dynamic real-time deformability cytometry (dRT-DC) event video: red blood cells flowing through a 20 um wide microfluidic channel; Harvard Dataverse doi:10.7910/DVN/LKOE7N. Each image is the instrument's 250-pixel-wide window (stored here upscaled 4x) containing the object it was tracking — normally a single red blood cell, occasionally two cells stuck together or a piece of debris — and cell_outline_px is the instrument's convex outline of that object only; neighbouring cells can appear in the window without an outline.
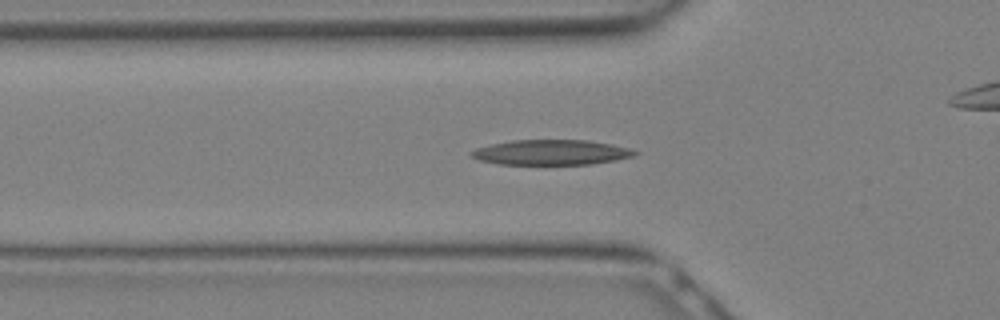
{"species": "Egyptian fruit bat (a non-hibernating species)", "species_latin": "Rousettus aegyptiacus", "temperature_condition": "warm", "stored_images_in_passage": 29, "camera_frame_rate_fps": 3000, "um_per_image_px": 0.085, "animal": {"sex": "female"}, "frame": {"image": 1, "passage_image": 9, "time_ms": 2.667, "image_size_px": [1000, 320], "cell_outline_px": [[640, 152], [636, 156], [616, 160], [588, 164], [500, 164], [480, 160], [472, 156], [468, 152], [476, 148], [492, 144], [512, 140], [588, 140], [612, 144], [628, 148]], "centroid_in_image_um": [46.88, 12.94], "position_along_channel_um": 78.9, "area_um2": 23.87}}
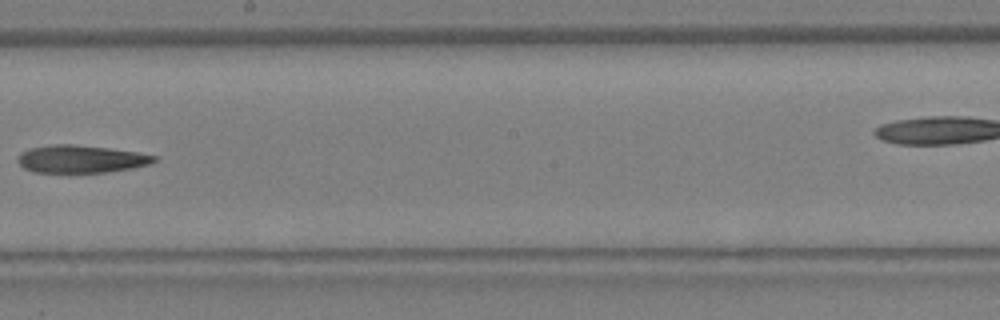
{"frame": {"image": 2, "passage_image": 16, "time_ms": 5.0, "image_size_px": [1000, 320], "cell_outline_px": [[156, 160], [152, 164], [132, 168], [108, 172], [32, 172], [24, 168], [16, 160], [16, 156], [20, 152], [32, 148], [52, 144], [72, 144], [108, 148], [136, 152], [156, 156]], "centroid_in_image_um": [6.85, 13.52], "position_along_channel_um": 241.3, "area_um2": 21.96}}
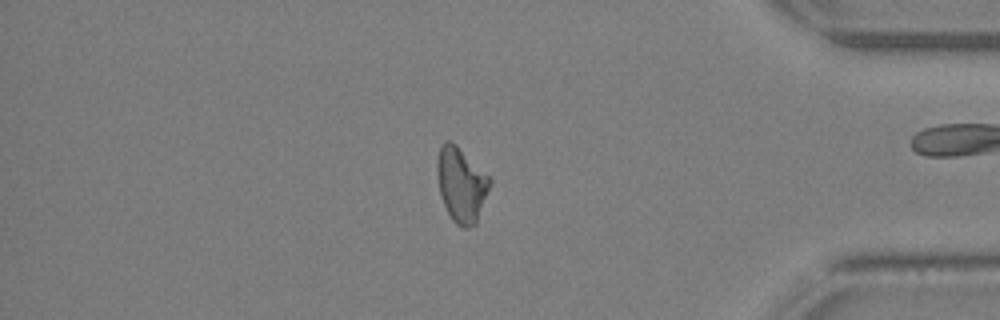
{"frame": {"image": 3, "passage_image": 24, "time_ms": 7.667, "image_size_px": [1000, 320], "cell_outline_px": [[492, 180], [476, 224], [468, 228], [464, 228], [456, 224], [452, 220], [440, 196], [436, 172], [436, 160], [440, 148], [448, 140], [456, 144]], "centroid_in_image_um": [39.19, 15.71], "position_along_channel_um": 396.0, "area_um2": 22.72}}